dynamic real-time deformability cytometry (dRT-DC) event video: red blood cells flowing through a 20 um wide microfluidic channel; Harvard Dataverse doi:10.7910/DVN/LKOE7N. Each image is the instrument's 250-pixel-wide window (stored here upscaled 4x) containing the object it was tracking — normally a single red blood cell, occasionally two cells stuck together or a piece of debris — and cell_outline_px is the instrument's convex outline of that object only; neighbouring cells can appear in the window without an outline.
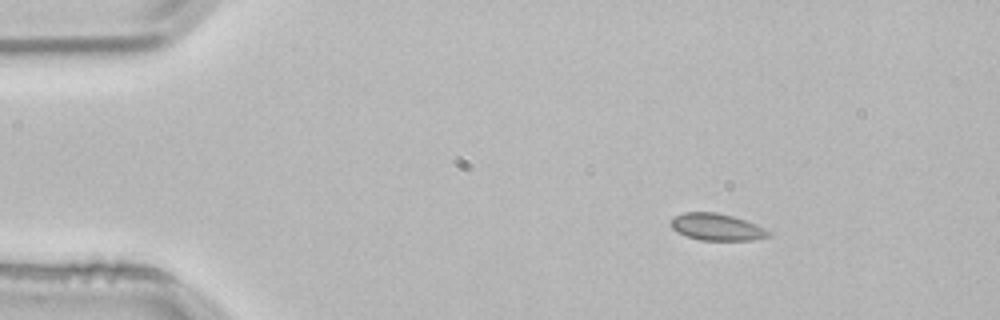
{"species": "common noctule bat (a hibernating species)", "species_latin": "Nyctalus noctula", "temperature_condition": "room temperature", "stored_images_in_passage": 4, "camera_frame_rate_fps": 3000, "um_per_image_px": 0.085, "animal": {"sex": "male", "body_mass_g": 21.5, "forearm_length_mm": 52.0}, "frame": {"image": 1, "passage_image": 1, "time_ms": 0.0, "image_size_px": [1000, 320], "cell_outline_px": [[772, 236], [752, 240], [700, 240], [676, 232], [672, 228], [672, 216], [684, 212], [716, 212], [732, 216], [756, 224], [772, 232]], "centroid_in_image_um": [60.94, 19.29], "position_along_channel_um": 24.1, "area_um2": 15.32}}
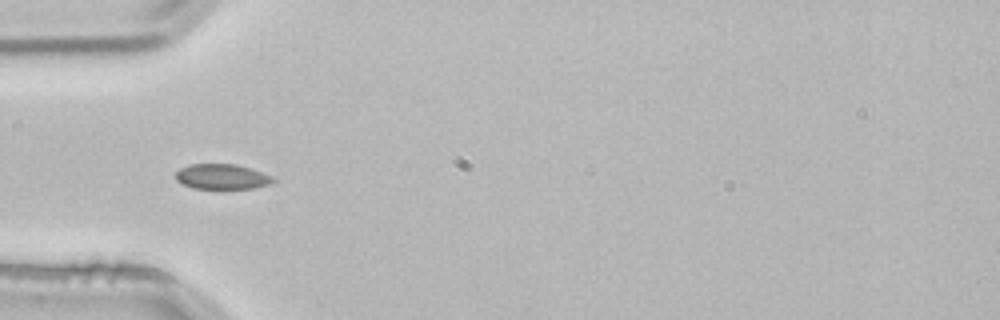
{"frame": {"image": 2, "passage_image": 3, "time_ms": 0.667, "image_size_px": [1000, 320], "cell_outline_px": [[276, 180], [268, 184], [252, 188], [192, 188], [176, 180], [176, 172], [180, 168], [192, 164], [236, 164], [272, 176]], "centroid_in_image_um": [18.84, 15.01], "position_along_channel_um": 66.2, "area_um2": 13.99}}